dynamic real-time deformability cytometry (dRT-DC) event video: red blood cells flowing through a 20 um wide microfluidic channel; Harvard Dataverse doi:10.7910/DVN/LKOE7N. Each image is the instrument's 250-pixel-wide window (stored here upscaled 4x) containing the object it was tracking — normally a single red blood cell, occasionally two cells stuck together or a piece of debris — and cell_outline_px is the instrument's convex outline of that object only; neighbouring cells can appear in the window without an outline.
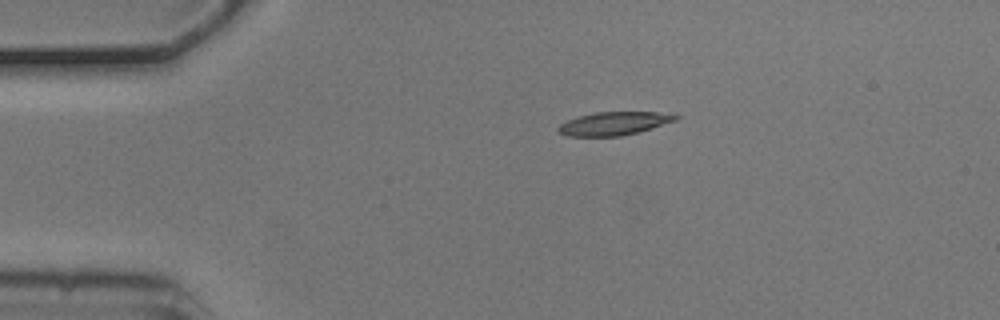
{"species": "common noctule bat (a hibernating species)", "species_latin": "Nyctalus noctula", "temperature_condition": "cold", "stored_images_in_passage": 2, "camera_frame_rate_fps": 3000, "um_per_image_px": 0.085, "animal": {"sex": "male", "body_mass_g": 20.5, "forearm_length_mm": 52.5}, "frame": {"image": 1, "passage_image": 1, "time_ms": 0.0, "image_size_px": [1000, 320], "cell_outline_px": [[680, 116], [676, 120], [640, 132], [620, 136], [568, 136], [560, 132], [556, 128], [560, 124], [568, 120], [580, 116], [596, 112], [656, 112]], "centroid_in_image_um": [52.18, 10.5], "position_along_channel_um": 32.8, "area_um2": 15.72}}